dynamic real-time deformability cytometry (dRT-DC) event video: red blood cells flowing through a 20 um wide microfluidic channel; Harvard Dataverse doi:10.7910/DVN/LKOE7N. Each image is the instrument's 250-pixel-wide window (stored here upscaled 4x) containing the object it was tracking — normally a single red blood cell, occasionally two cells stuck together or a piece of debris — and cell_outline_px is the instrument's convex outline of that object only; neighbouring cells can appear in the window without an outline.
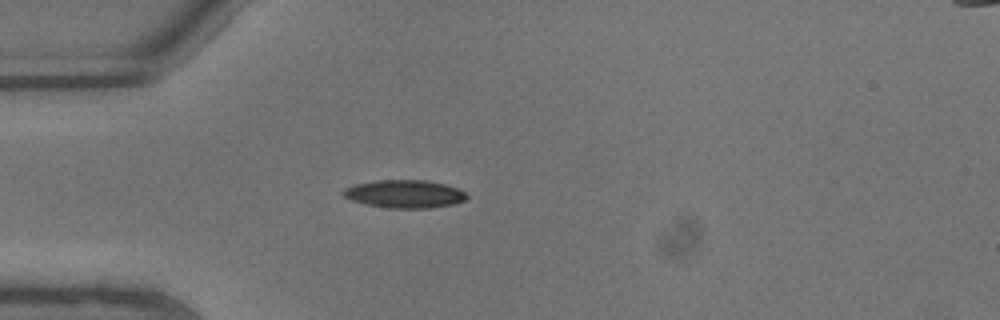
{"species": "common noctule bat (a hibernating species)", "species_latin": "Nyctalus noctula", "temperature_condition": "warm", "stored_images_in_passage": 4, "camera_frame_rate_fps": 3000, "um_per_image_px": 0.085, "animal": {"sex": "male", "body_mass_g": 13.3}, "frame": {"image": 1, "passage_image": 1, "time_ms": 0.0, "image_size_px": [1000, 320], "cell_outline_px": [[468, 200], [456, 204], [428, 208], [388, 208], [364, 204], [352, 200], [344, 196], [340, 192], [344, 188], [356, 184], [376, 180], [424, 180], [444, 184], [456, 188], [464, 192], [468, 196]], "centroid_in_image_um": [34.39, 16.49], "position_along_channel_um": 50.6, "area_um2": 20.23}}
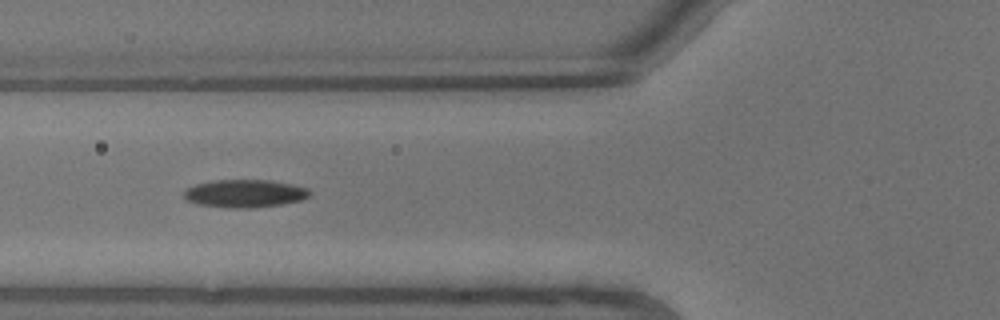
{"frame": {"image": 2, "passage_image": 3, "time_ms": 0.667, "image_size_px": [1000, 320], "cell_outline_px": [[312, 192], [304, 200], [280, 204], [252, 208], [228, 208], [196, 204], [188, 200], [184, 196], [184, 188], [196, 184], [212, 180], [272, 180], [292, 184], [308, 188]], "centroid_in_image_um": [20.81, 16.44], "position_along_channel_um": 105.0, "area_um2": 20.63}}
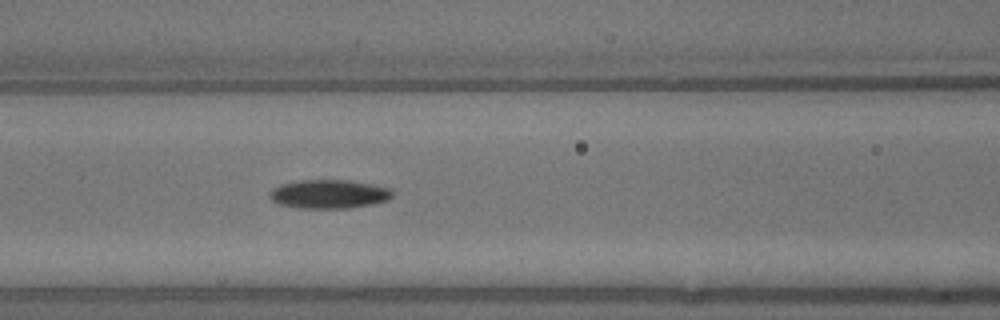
{"frame": {"image": 3, "passage_image": 4, "time_ms": 1.0, "image_size_px": [1000, 320], "cell_outline_px": [[392, 196], [388, 200], [348, 208], [300, 208], [280, 204], [272, 200], [268, 196], [268, 192], [272, 188], [280, 184], [300, 180], [348, 180], [372, 184], [392, 188]], "centroid_in_image_um": [27.93, 16.48], "position_along_channel_um": 138.7, "area_um2": 20.58}}